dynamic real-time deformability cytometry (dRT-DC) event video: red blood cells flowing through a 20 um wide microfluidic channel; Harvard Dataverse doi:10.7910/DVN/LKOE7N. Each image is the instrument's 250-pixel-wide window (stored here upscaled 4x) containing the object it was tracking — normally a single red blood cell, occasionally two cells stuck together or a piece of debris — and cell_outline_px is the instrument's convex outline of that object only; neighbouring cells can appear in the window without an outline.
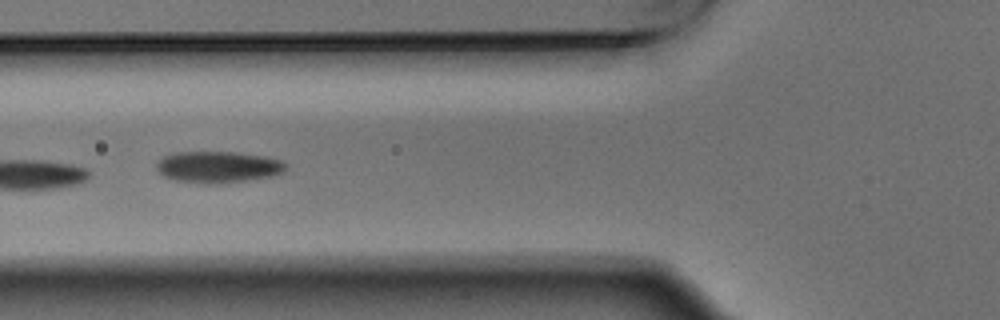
{"species": "Egyptian fruit bat (a non-hibernating species)", "species_latin": "Rousettus aegyptiacus", "temperature_condition": "warm", "stored_images_in_passage": 8, "camera_frame_rate_fps": 3000, "um_per_image_px": 0.085, "animal": {"sex": "male"}, "frame": {"image": 1, "passage_image": 6, "time_ms": 1.667, "image_size_px": [1000, 320], "cell_outline_px": [[288, 168], [284, 172], [272, 176], [248, 180], [216, 184], [204, 184], [172, 180], [164, 176], [156, 168], [156, 164], [164, 156], [176, 152], [232, 152], [264, 156], [280, 160], [288, 164]], "centroid_in_image_um": [18.55, 14.2], "position_along_channel_um": 107.3, "area_um2": 23.87}}
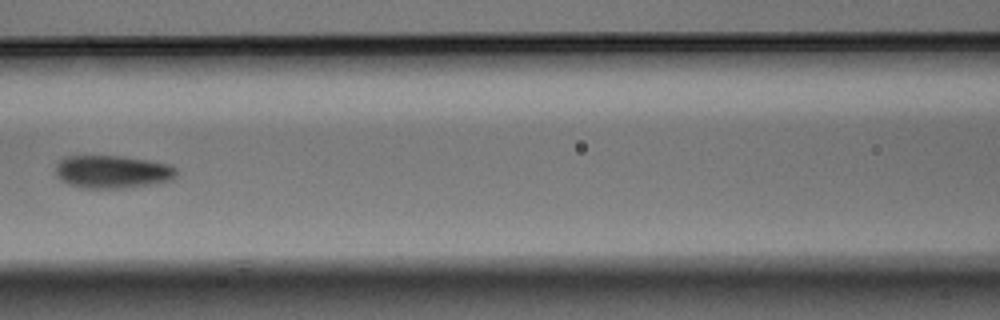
{"frame": {"image": 2, "passage_image": 7, "time_ms": 2.0, "image_size_px": [1000, 320], "cell_outline_px": [[176, 176], [172, 180], [148, 184], [120, 188], [84, 188], [68, 184], [60, 180], [56, 176], [56, 164], [64, 156], [120, 156], [148, 160], [168, 164], [176, 168]], "centroid_in_image_um": [9.51, 14.59], "position_along_channel_um": 157.1, "area_um2": 23.06}}
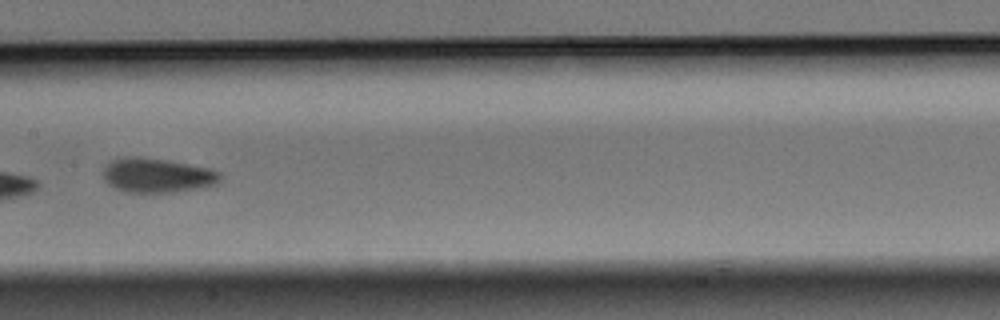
{"frame": {"image": 3, "passage_image": 8, "time_ms": 2.333, "image_size_px": [1000, 320], "cell_outline_px": [[220, 180], [216, 184], [204, 188], [172, 192], [124, 192], [108, 184], [104, 180], [104, 164], [112, 160], [124, 156], [140, 156], [168, 160], [212, 168], [220, 172]], "centroid_in_image_um": [13.37, 14.89], "position_along_channel_um": 194.0, "area_um2": 23.87}}